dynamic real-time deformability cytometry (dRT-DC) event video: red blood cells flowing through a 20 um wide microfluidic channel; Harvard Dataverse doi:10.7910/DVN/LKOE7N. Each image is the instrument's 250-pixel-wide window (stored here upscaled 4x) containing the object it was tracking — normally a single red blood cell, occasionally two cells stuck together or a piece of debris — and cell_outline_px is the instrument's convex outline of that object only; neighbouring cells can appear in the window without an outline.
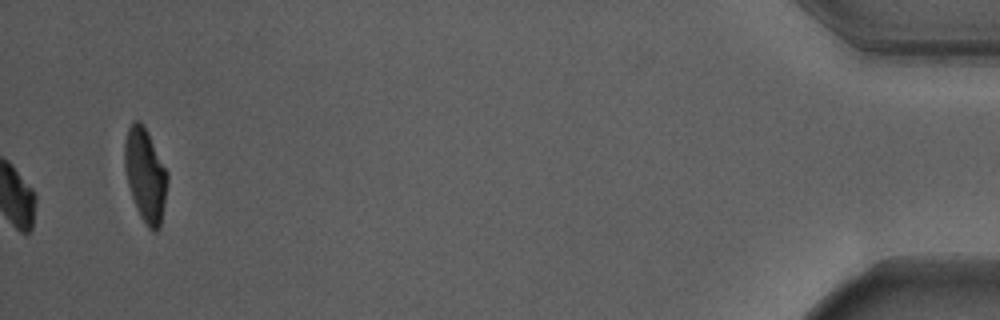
{"species": "Egyptian fruit bat (a non-hibernating species)", "species_latin": "Rousettus aegyptiacus", "temperature_condition": "warm", "stored_images_in_passage": 46, "camera_frame_rate_fps": 3000, "um_per_image_px": 0.085, "animal": {"sex": "male"}, "frame": {"image": 1, "passage_image": 46, "time_ms": 15.0, "image_size_px": [1000, 320], "cell_outline_px": [[168, 184], [160, 228], [156, 232], [152, 232], [148, 228], [140, 216], [136, 208], [128, 184], [124, 164], [124, 144], [128, 128], [132, 120], [140, 120], [144, 124], [168, 172]], "centroid_in_image_um": [12.36, 14.87], "position_along_channel_um": 422.8, "area_um2": 23.58}, "authors_computed_cell_mechanics": {"area_um2": 18.6694, "velocity_mm_per_s": 3.6739, "shape_relaxation_time_tau1_ms": 1.6251, "shape_relaxation_time_tau2_ms": null, "deformation_change_tau1": 0.1173, "deformation_change_tau2": null}}